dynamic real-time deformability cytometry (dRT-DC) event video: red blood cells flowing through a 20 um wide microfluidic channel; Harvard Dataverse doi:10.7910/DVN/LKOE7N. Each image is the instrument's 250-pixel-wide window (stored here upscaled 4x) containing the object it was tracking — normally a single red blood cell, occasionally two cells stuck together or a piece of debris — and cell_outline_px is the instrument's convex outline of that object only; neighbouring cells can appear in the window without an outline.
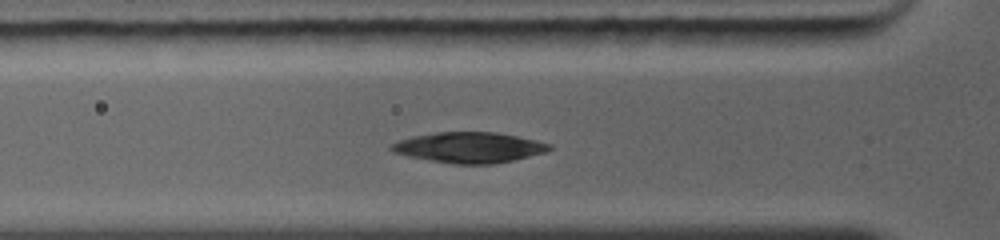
{"species": "common noctule bat (a hibernating species)", "species_latin": "Nyctalus noctula", "temperature_condition": "warm", "stored_images_in_passage": 22, "camera_frame_rate_fps": 5000, "um_per_image_px": 0.085, "animal": {"sex": "female", "body_mass_g": 19.0, "forearm_length_mm": 56.7}, "frame": {"image": 1, "passage_image": 5, "time_ms": 2.0, "image_size_px": [1000, 240], "cell_outline_px": [[552, 148], [544, 152], [512, 160], [492, 164], [452, 164], [408, 156], [392, 152], [388, 148], [388, 144], [412, 136], [436, 132], [496, 132], [536, 140], [552, 144]], "centroid_in_image_um": [39.82, 12.53], "position_along_channel_um": 86.0, "area_um2": 28.09}}
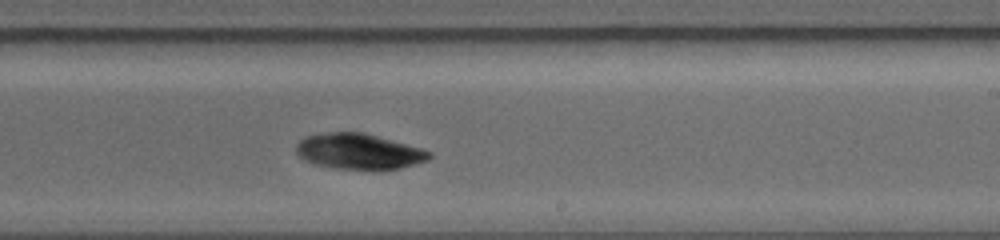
{"frame": {"image": 2, "passage_image": 14, "time_ms": 6.0, "image_size_px": [1000, 240], "cell_outline_px": [[432, 156], [428, 160], [416, 164], [400, 168], [380, 172], [372, 172], [336, 168], [316, 164], [304, 160], [296, 152], [296, 144], [300, 140], [308, 136], [332, 132], [360, 132], [376, 136], [420, 148], [432, 152]], "centroid_in_image_um": [30.54, 12.92], "position_along_channel_um": 258.5, "area_um2": 27.92}}
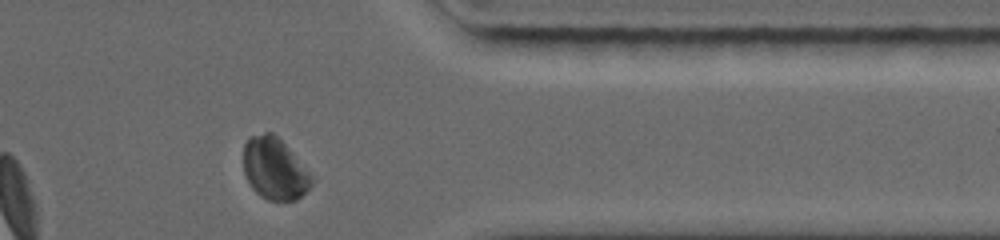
{"frame": {"image": 3, "passage_image": 21, "time_ms": 9.2, "image_size_px": [1000, 240], "cell_outline_px": [[316, 176], [312, 184], [296, 200], [268, 200], [260, 196], [252, 188], [244, 172], [244, 144], [248, 136], [264, 132], [272, 132]], "centroid_in_image_um": [23.36, 14.33], "position_along_channel_um": 388.0, "area_um2": 24.68}, "authors_computed_cell_mechanics": {"area_um2": 27.8596, "velocity_mm_per_s": 4.3225, "shape_relaxation_time_tau1_ms": 3.4883, "shape_relaxation_time_tau2_ms": null, "deformation_change_tau1": 0.1294, "deformation_change_tau2": null}}